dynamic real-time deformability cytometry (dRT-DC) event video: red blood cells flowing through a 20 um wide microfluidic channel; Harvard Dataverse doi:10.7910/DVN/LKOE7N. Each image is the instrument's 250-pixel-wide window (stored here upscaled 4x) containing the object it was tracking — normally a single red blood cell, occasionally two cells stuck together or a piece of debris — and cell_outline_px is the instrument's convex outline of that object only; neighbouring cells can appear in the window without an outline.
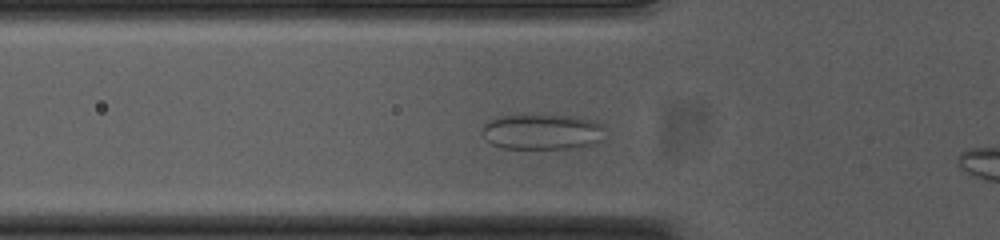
{"species": "common noctule bat (a hibernating species)", "species_latin": "Nyctalus noctula", "temperature_condition": "cold", "stored_images_in_passage": 39, "camera_frame_rate_fps": 3000, "um_per_image_px": 0.085, "animal": {"sex": "female", "body_mass_g": 23.0, "forearm_length_mm": 53.4}, "frame": {"image": 1, "passage_image": 11, "time_ms": 3.333, "image_size_px": [1000, 240], "cell_outline_px": [[604, 140], [596, 144], [568, 148], [504, 148], [492, 144], [484, 136], [484, 124], [500, 116], [520, 112], [524, 112], [580, 116], [596, 120], [604, 124]], "centroid_in_image_um": [46.18, 11.14], "position_along_channel_um": 79.6, "area_um2": 26.53}}
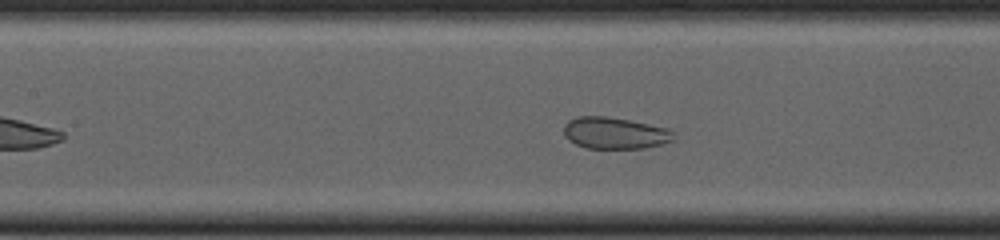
{"frame": {"image": 2, "passage_image": 17, "time_ms": 5.333, "image_size_px": [1000, 240], "cell_outline_px": [[672, 140], [660, 144], [644, 148], [588, 148], [576, 144], [568, 140], [564, 136], [564, 124], [568, 120], [576, 116], [604, 116], [628, 120], [668, 128], [672, 132]], "centroid_in_image_um": [52.19, 11.3], "position_along_channel_um": 155.2, "area_um2": 20.06}}
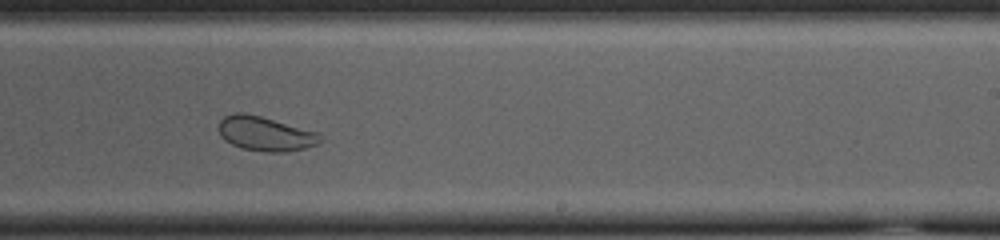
{"frame": {"image": 3, "passage_image": 26, "time_ms": 8.333, "image_size_px": [1000, 240], "cell_outline_px": [[324, 140], [316, 144], [304, 148], [288, 152], [264, 152], [240, 148], [224, 140], [220, 136], [220, 120], [224, 116], [232, 112], [240, 112], [260, 116], [320, 132], [324, 136]], "centroid_in_image_um": [22.59, 11.37], "position_along_channel_um": 266.4, "area_um2": 20.63}}